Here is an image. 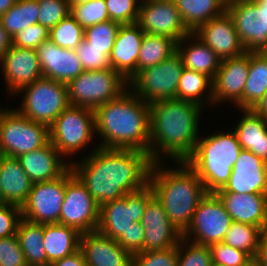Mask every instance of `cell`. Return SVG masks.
<instances>
[{
	"label": "cell",
	"mask_w": 267,
	"mask_h": 266,
	"mask_svg": "<svg viewBox=\"0 0 267 266\" xmlns=\"http://www.w3.org/2000/svg\"><path fill=\"white\" fill-rule=\"evenodd\" d=\"M88 156L70 168L99 206L148 185L153 162L146 152L98 147Z\"/></svg>",
	"instance_id": "6da1fadb"
},
{
	"label": "cell",
	"mask_w": 267,
	"mask_h": 266,
	"mask_svg": "<svg viewBox=\"0 0 267 266\" xmlns=\"http://www.w3.org/2000/svg\"><path fill=\"white\" fill-rule=\"evenodd\" d=\"M149 105L150 159L153 163L160 162L164 153L175 162L186 161L199 139L198 121L204 107L179 99L159 100Z\"/></svg>",
	"instance_id": "7a4b0ae2"
},
{
	"label": "cell",
	"mask_w": 267,
	"mask_h": 266,
	"mask_svg": "<svg viewBox=\"0 0 267 266\" xmlns=\"http://www.w3.org/2000/svg\"><path fill=\"white\" fill-rule=\"evenodd\" d=\"M95 132L106 149H135L149 154L150 105L127 89L94 110Z\"/></svg>",
	"instance_id": "3957f363"
},
{
	"label": "cell",
	"mask_w": 267,
	"mask_h": 266,
	"mask_svg": "<svg viewBox=\"0 0 267 266\" xmlns=\"http://www.w3.org/2000/svg\"><path fill=\"white\" fill-rule=\"evenodd\" d=\"M176 163L182 169H165L160 167V162H154L148 184L171 223L183 233L188 228L196 207L208 192L202 180L185 161Z\"/></svg>",
	"instance_id": "277c9868"
},
{
	"label": "cell",
	"mask_w": 267,
	"mask_h": 266,
	"mask_svg": "<svg viewBox=\"0 0 267 266\" xmlns=\"http://www.w3.org/2000/svg\"><path fill=\"white\" fill-rule=\"evenodd\" d=\"M242 148L236 133H218L198 139L185 161L202 180L208 193H215L228 182Z\"/></svg>",
	"instance_id": "5b68a950"
},
{
	"label": "cell",
	"mask_w": 267,
	"mask_h": 266,
	"mask_svg": "<svg viewBox=\"0 0 267 266\" xmlns=\"http://www.w3.org/2000/svg\"><path fill=\"white\" fill-rule=\"evenodd\" d=\"M127 83L114 69L84 71L66 84L70 105L95 110L130 88Z\"/></svg>",
	"instance_id": "8992f818"
},
{
	"label": "cell",
	"mask_w": 267,
	"mask_h": 266,
	"mask_svg": "<svg viewBox=\"0 0 267 266\" xmlns=\"http://www.w3.org/2000/svg\"><path fill=\"white\" fill-rule=\"evenodd\" d=\"M22 90L26 93L21 108L16 110L30 120L48 127L70 106L66 83L42 77L18 92Z\"/></svg>",
	"instance_id": "52a82bcc"
},
{
	"label": "cell",
	"mask_w": 267,
	"mask_h": 266,
	"mask_svg": "<svg viewBox=\"0 0 267 266\" xmlns=\"http://www.w3.org/2000/svg\"><path fill=\"white\" fill-rule=\"evenodd\" d=\"M94 131V110L70 105L49 126V141L61 156L69 157L87 146Z\"/></svg>",
	"instance_id": "ba28073f"
},
{
	"label": "cell",
	"mask_w": 267,
	"mask_h": 266,
	"mask_svg": "<svg viewBox=\"0 0 267 266\" xmlns=\"http://www.w3.org/2000/svg\"><path fill=\"white\" fill-rule=\"evenodd\" d=\"M49 142V127L10 109L0 125V155L17 158L44 147Z\"/></svg>",
	"instance_id": "9c48e42d"
},
{
	"label": "cell",
	"mask_w": 267,
	"mask_h": 266,
	"mask_svg": "<svg viewBox=\"0 0 267 266\" xmlns=\"http://www.w3.org/2000/svg\"><path fill=\"white\" fill-rule=\"evenodd\" d=\"M154 197L150 185L125 194L122 198L103 203L99 211L97 231L117 240L134 222H141L148 202Z\"/></svg>",
	"instance_id": "30bf717a"
},
{
	"label": "cell",
	"mask_w": 267,
	"mask_h": 266,
	"mask_svg": "<svg viewBox=\"0 0 267 266\" xmlns=\"http://www.w3.org/2000/svg\"><path fill=\"white\" fill-rule=\"evenodd\" d=\"M183 69L182 59L176 51L159 64L141 70L129 83L133 92L148 104L177 99Z\"/></svg>",
	"instance_id": "8fae6325"
},
{
	"label": "cell",
	"mask_w": 267,
	"mask_h": 266,
	"mask_svg": "<svg viewBox=\"0 0 267 266\" xmlns=\"http://www.w3.org/2000/svg\"><path fill=\"white\" fill-rule=\"evenodd\" d=\"M99 211L100 206L69 168L59 223L73 227L81 234L96 231Z\"/></svg>",
	"instance_id": "7c38bea8"
},
{
	"label": "cell",
	"mask_w": 267,
	"mask_h": 266,
	"mask_svg": "<svg viewBox=\"0 0 267 266\" xmlns=\"http://www.w3.org/2000/svg\"><path fill=\"white\" fill-rule=\"evenodd\" d=\"M232 222L219 197L215 193H207L196 207L182 237L188 241L192 234L191 242L210 246L223 241Z\"/></svg>",
	"instance_id": "4fadbf2b"
},
{
	"label": "cell",
	"mask_w": 267,
	"mask_h": 266,
	"mask_svg": "<svg viewBox=\"0 0 267 266\" xmlns=\"http://www.w3.org/2000/svg\"><path fill=\"white\" fill-rule=\"evenodd\" d=\"M226 11L247 53H262L267 47V6L253 0H230Z\"/></svg>",
	"instance_id": "5bb4252c"
},
{
	"label": "cell",
	"mask_w": 267,
	"mask_h": 266,
	"mask_svg": "<svg viewBox=\"0 0 267 266\" xmlns=\"http://www.w3.org/2000/svg\"><path fill=\"white\" fill-rule=\"evenodd\" d=\"M66 183L67 171L59 178L33 183L21 206L22 218L40 224L59 223Z\"/></svg>",
	"instance_id": "9a60e30c"
},
{
	"label": "cell",
	"mask_w": 267,
	"mask_h": 266,
	"mask_svg": "<svg viewBox=\"0 0 267 266\" xmlns=\"http://www.w3.org/2000/svg\"><path fill=\"white\" fill-rule=\"evenodd\" d=\"M139 2L141 5L136 23L146 34L168 37L177 43L191 33L184 24L174 0Z\"/></svg>",
	"instance_id": "2e32d148"
},
{
	"label": "cell",
	"mask_w": 267,
	"mask_h": 266,
	"mask_svg": "<svg viewBox=\"0 0 267 266\" xmlns=\"http://www.w3.org/2000/svg\"><path fill=\"white\" fill-rule=\"evenodd\" d=\"M249 53L223 59L212 80L213 104L230 100L243 110V90L248 78Z\"/></svg>",
	"instance_id": "e0dca14e"
},
{
	"label": "cell",
	"mask_w": 267,
	"mask_h": 266,
	"mask_svg": "<svg viewBox=\"0 0 267 266\" xmlns=\"http://www.w3.org/2000/svg\"><path fill=\"white\" fill-rule=\"evenodd\" d=\"M193 33L210 47L220 60L235 58L246 53L236 32L234 21L227 11L201 24Z\"/></svg>",
	"instance_id": "ac0fdd59"
},
{
	"label": "cell",
	"mask_w": 267,
	"mask_h": 266,
	"mask_svg": "<svg viewBox=\"0 0 267 266\" xmlns=\"http://www.w3.org/2000/svg\"><path fill=\"white\" fill-rule=\"evenodd\" d=\"M216 192L267 193V162L242 149L228 182Z\"/></svg>",
	"instance_id": "d6986e66"
},
{
	"label": "cell",
	"mask_w": 267,
	"mask_h": 266,
	"mask_svg": "<svg viewBox=\"0 0 267 266\" xmlns=\"http://www.w3.org/2000/svg\"><path fill=\"white\" fill-rule=\"evenodd\" d=\"M7 88L10 93H18L23 87L42 78L41 65L35 49L11 45L0 58Z\"/></svg>",
	"instance_id": "ffe728a7"
},
{
	"label": "cell",
	"mask_w": 267,
	"mask_h": 266,
	"mask_svg": "<svg viewBox=\"0 0 267 266\" xmlns=\"http://www.w3.org/2000/svg\"><path fill=\"white\" fill-rule=\"evenodd\" d=\"M141 224L145 234L142 251L167 249L182 238L155 196L148 202Z\"/></svg>",
	"instance_id": "44dd1931"
},
{
	"label": "cell",
	"mask_w": 267,
	"mask_h": 266,
	"mask_svg": "<svg viewBox=\"0 0 267 266\" xmlns=\"http://www.w3.org/2000/svg\"><path fill=\"white\" fill-rule=\"evenodd\" d=\"M43 77L68 83L84 72L75 50L65 49L45 40L37 49Z\"/></svg>",
	"instance_id": "7402d4cb"
},
{
	"label": "cell",
	"mask_w": 267,
	"mask_h": 266,
	"mask_svg": "<svg viewBox=\"0 0 267 266\" xmlns=\"http://www.w3.org/2000/svg\"><path fill=\"white\" fill-rule=\"evenodd\" d=\"M79 250L87 266H132L133 255L97 230L81 235Z\"/></svg>",
	"instance_id": "603a6c76"
},
{
	"label": "cell",
	"mask_w": 267,
	"mask_h": 266,
	"mask_svg": "<svg viewBox=\"0 0 267 266\" xmlns=\"http://www.w3.org/2000/svg\"><path fill=\"white\" fill-rule=\"evenodd\" d=\"M144 34L137 23L120 25L109 55L112 69L128 82L137 75V58Z\"/></svg>",
	"instance_id": "cb8c5ba5"
},
{
	"label": "cell",
	"mask_w": 267,
	"mask_h": 266,
	"mask_svg": "<svg viewBox=\"0 0 267 266\" xmlns=\"http://www.w3.org/2000/svg\"><path fill=\"white\" fill-rule=\"evenodd\" d=\"M233 222L267 226V193L215 192Z\"/></svg>",
	"instance_id": "d4e9b609"
},
{
	"label": "cell",
	"mask_w": 267,
	"mask_h": 266,
	"mask_svg": "<svg viewBox=\"0 0 267 266\" xmlns=\"http://www.w3.org/2000/svg\"><path fill=\"white\" fill-rule=\"evenodd\" d=\"M17 159L32 183L59 178L70 168V162L67 164L62 160L61 154L50 141L44 147L22 154Z\"/></svg>",
	"instance_id": "484cf974"
},
{
	"label": "cell",
	"mask_w": 267,
	"mask_h": 266,
	"mask_svg": "<svg viewBox=\"0 0 267 266\" xmlns=\"http://www.w3.org/2000/svg\"><path fill=\"white\" fill-rule=\"evenodd\" d=\"M32 184L17 158L0 155V186L7 204L21 207L29 196Z\"/></svg>",
	"instance_id": "4316f807"
},
{
	"label": "cell",
	"mask_w": 267,
	"mask_h": 266,
	"mask_svg": "<svg viewBox=\"0 0 267 266\" xmlns=\"http://www.w3.org/2000/svg\"><path fill=\"white\" fill-rule=\"evenodd\" d=\"M192 38L195 39L194 43L190 42V46L184 47L183 43ZM176 51L182 59L184 68L205 74L213 80L221 60L201 39L196 38L193 32L177 42Z\"/></svg>",
	"instance_id": "83f0119b"
},
{
	"label": "cell",
	"mask_w": 267,
	"mask_h": 266,
	"mask_svg": "<svg viewBox=\"0 0 267 266\" xmlns=\"http://www.w3.org/2000/svg\"><path fill=\"white\" fill-rule=\"evenodd\" d=\"M244 116L234 132L243 150L254 153L267 162V121L252 109H244Z\"/></svg>",
	"instance_id": "f1b7e54d"
},
{
	"label": "cell",
	"mask_w": 267,
	"mask_h": 266,
	"mask_svg": "<svg viewBox=\"0 0 267 266\" xmlns=\"http://www.w3.org/2000/svg\"><path fill=\"white\" fill-rule=\"evenodd\" d=\"M81 235L75 228L60 223L44 224L43 244L47 265L78 251Z\"/></svg>",
	"instance_id": "f546056e"
},
{
	"label": "cell",
	"mask_w": 267,
	"mask_h": 266,
	"mask_svg": "<svg viewBox=\"0 0 267 266\" xmlns=\"http://www.w3.org/2000/svg\"><path fill=\"white\" fill-rule=\"evenodd\" d=\"M16 236L28 266L47 265V256L43 244L44 224L21 218Z\"/></svg>",
	"instance_id": "4dcf8cb0"
},
{
	"label": "cell",
	"mask_w": 267,
	"mask_h": 266,
	"mask_svg": "<svg viewBox=\"0 0 267 266\" xmlns=\"http://www.w3.org/2000/svg\"><path fill=\"white\" fill-rule=\"evenodd\" d=\"M186 27L194 32L201 24L222 15L226 0H174Z\"/></svg>",
	"instance_id": "1f68e13d"
},
{
	"label": "cell",
	"mask_w": 267,
	"mask_h": 266,
	"mask_svg": "<svg viewBox=\"0 0 267 266\" xmlns=\"http://www.w3.org/2000/svg\"><path fill=\"white\" fill-rule=\"evenodd\" d=\"M267 92V57L249 53L248 78L243 90V110L253 109Z\"/></svg>",
	"instance_id": "d6a6232c"
},
{
	"label": "cell",
	"mask_w": 267,
	"mask_h": 266,
	"mask_svg": "<svg viewBox=\"0 0 267 266\" xmlns=\"http://www.w3.org/2000/svg\"><path fill=\"white\" fill-rule=\"evenodd\" d=\"M176 46L171 38L145 33L137 58V74L169 58L176 52Z\"/></svg>",
	"instance_id": "836d02e7"
},
{
	"label": "cell",
	"mask_w": 267,
	"mask_h": 266,
	"mask_svg": "<svg viewBox=\"0 0 267 266\" xmlns=\"http://www.w3.org/2000/svg\"><path fill=\"white\" fill-rule=\"evenodd\" d=\"M206 90L209 91L208 94H205L207 93ZM203 94L204 96L209 95L208 102L210 101L213 104L212 80L205 74L184 68L179 80L177 99L188 100L203 106L205 105L204 102H207L206 97L202 96Z\"/></svg>",
	"instance_id": "e575fe53"
},
{
	"label": "cell",
	"mask_w": 267,
	"mask_h": 266,
	"mask_svg": "<svg viewBox=\"0 0 267 266\" xmlns=\"http://www.w3.org/2000/svg\"><path fill=\"white\" fill-rule=\"evenodd\" d=\"M38 15V0H18L14 6L0 17V21L12 38L27 26L37 24Z\"/></svg>",
	"instance_id": "d590c367"
},
{
	"label": "cell",
	"mask_w": 267,
	"mask_h": 266,
	"mask_svg": "<svg viewBox=\"0 0 267 266\" xmlns=\"http://www.w3.org/2000/svg\"><path fill=\"white\" fill-rule=\"evenodd\" d=\"M261 233L262 229L258 226L232 222L222 242L254 258L258 253Z\"/></svg>",
	"instance_id": "8d00e7d4"
},
{
	"label": "cell",
	"mask_w": 267,
	"mask_h": 266,
	"mask_svg": "<svg viewBox=\"0 0 267 266\" xmlns=\"http://www.w3.org/2000/svg\"><path fill=\"white\" fill-rule=\"evenodd\" d=\"M49 39L59 47L75 50L84 39V28L68 14L49 30Z\"/></svg>",
	"instance_id": "74e56055"
},
{
	"label": "cell",
	"mask_w": 267,
	"mask_h": 266,
	"mask_svg": "<svg viewBox=\"0 0 267 266\" xmlns=\"http://www.w3.org/2000/svg\"><path fill=\"white\" fill-rule=\"evenodd\" d=\"M120 24L112 20L97 23L84 29V39L92 47L104 49L110 55Z\"/></svg>",
	"instance_id": "f35d334b"
},
{
	"label": "cell",
	"mask_w": 267,
	"mask_h": 266,
	"mask_svg": "<svg viewBox=\"0 0 267 266\" xmlns=\"http://www.w3.org/2000/svg\"><path fill=\"white\" fill-rule=\"evenodd\" d=\"M70 14L85 29L110 20L105 0H91L70 9Z\"/></svg>",
	"instance_id": "ab89813d"
},
{
	"label": "cell",
	"mask_w": 267,
	"mask_h": 266,
	"mask_svg": "<svg viewBox=\"0 0 267 266\" xmlns=\"http://www.w3.org/2000/svg\"><path fill=\"white\" fill-rule=\"evenodd\" d=\"M185 242L187 240L182 237L178 243L177 266H212V256L209 246L199 245L193 242L187 245ZM184 246L186 247L184 248Z\"/></svg>",
	"instance_id": "60d3db41"
},
{
	"label": "cell",
	"mask_w": 267,
	"mask_h": 266,
	"mask_svg": "<svg viewBox=\"0 0 267 266\" xmlns=\"http://www.w3.org/2000/svg\"><path fill=\"white\" fill-rule=\"evenodd\" d=\"M178 245L167 249L141 251L133 255L132 266H177Z\"/></svg>",
	"instance_id": "b9f144b4"
},
{
	"label": "cell",
	"mask_w": 267,
	"mask_h": 266,
	"mask_svg": "<svg viewBox=\"0 0 267 266\" xmlns=\"http://www.w3.org/2000/svg\"><path fill=\"white\" fill-rule=\"evenodd\" d=\"M75 52L82 63L84 71L112 69L110 56L104 52V49L90 46L85 39L75 49Z\"/></svg>",
	"instance_id": "7bdbcfd3"
},
{
	"label": "cell",
	"mask_w": 267,
	"mask_h": 266,
	"mask_svg": "<svg viewBox=\"0 0 267 266\" xmlns=\"http://www.w3.org/2000/svg\"><path fill=\"white\" fill-rule=\"evenodd\" d=\"M38 3V23L49 30L70 14L67 0H38Z\"/></svg>",
	"instance_id": "ee69618b"
},
{
	"label": "cell",
	"mask_w": 267,
	"mask_h": 266,
	"mask_svg": "<svg viewBox=\"0 0 267 266\" xmlns=\"http://www.w3.org/2000/svg\"><path fill=\"white\" fill-rule=\"evenodd\" d=\"M209 247L212 256V264L243 266L252 258L248 253L226 245L223 242L212 244Z\"/></svg>",
	"instance_id": "f6af8a7d"
},
{
	"label": "cell",
	"mask_w": 267,
	"mask_h": 266,
	"mask_svg": "<svg viewBox=\"0 0 267 266\" xmlns=\"http://www.w3.org/2000/svg\"><path fill=\"white\" fill-rule=\"evenodd\" d=\"M109 19L119 23L133 24L137 22L140 4L137 0H105Z\"/></svg>",
	"instance_id": "bcb514c9"
},
{
	"label": "cell",
	"mask_w": 267,
	"mask_h": 266,
	"mask_svg": "<svg viewBox=\"0 0 267 266\" xmlns=\"http://www.w3.org/2000/svg\"><path fill=\"white\" fill-rule=\"evenodd\" d=\"M49 39V29L42 24H33L17 32L12 37V45L20 48L37 49Z\"/></svg>",
	"instance_id": "7dc6e473"
},
{
	"label": "cell",
	"mask_w": 267,
	"mask_h": 266,
	"mask_svg": "<svg viewBox=\"0 0 267 266\" xmlns=\"http://www.w3.org/2000/svg\"><path fill=\"white\" fill-rule=\"evenodd\" d=\"M0 266H28L16 235L0 238Z\"/></svg>",
	"instance_id": "c3c4849f"
},
{
	"label": "cell",
	"mask_w": 267,
	"mask_h": 266,
	"mask_svg": "<svg viewBox=\"0 0 267 266\" xmlns=\"http://www.w3.org/2000/svg\"><path fill=\"white\" fill-rule=\"evenodd\" d=\"M21 218L20 206L13 204L0 206V238L16 235Z\"/></svg>",
	"instance_id": "681fc988"
},
{
	"label": "cell",
	"mask_w": 267,
	"mask_h": 266,
	"mask_svg": "<svg viewBox=\"0 0 267 266\" xmlns=\"http://www.w3.org/2000/svg\"><path fill=\"white\" fill-rule=\"evenodd\" d=\"M144 235L141 222H134L126 234H122L116 241L122 248L134 255L142 251Z\"/></svg>",
	"instance_id": "f907efd6"
},
{
	"label": "cell",
	"mask_w": 267,
	"mask_h": 266,
	"mask_svg": "<svg viewBox=\"0 0 267 266\" xmlns=\"http://www.w3.org/2000/svg\"><path fill=\"white\" fill-rule=\"evenodd\" d=\"M50 266H87V264L82 252L78 250L70 256L54 261Z\"/></svg>",
	"instance_id": "816d5d0a"
},
{
	"label": "cell",
	"mask_w": 267,
	"mask_h": 266,
	"mask_svg": "<svg viewBox=\"0 0 267 266\" xmlns=\"http://www.w3.org/2000/svg\"><path fill=\"white\" fill-rule=\"evenodd\" d=\"M262 266H267V226L262 230L257 256Z\"/></svg>",
	"instance_id": "f5cc1de1"
},
{
	"label": "cell",
	"mask_w": 267,
	"mask_h": 266,
	"mask_svg": "<svg viewBox=\"0 0 267 266\" xmlns=\"http://www.w3.org/2000/svg\"><path fill=\"white\" fill-rule=\"evenodd\" d=\"M12 45V38L6 32L0 21V58L7 52Z\"/></svg>",
	"instance_id": "db71d44e"
},
{
	"label": "cell",
	"mask_w": 267,
	"mask_h": 266,
	"mask_svg": "<svg viewBox=\"0 0 267 266\" xmlns=\"http://www.w3.org/2000/svg\"><path fill=\"white\" fill-rule=\"evenodd\" d=\"M252 110L267 121V92Z\"/></svg>",
	"instance_id": "11a10c76"
},
{
	"label": "cell",
	"mask_w": 267,
	"mask_h": 266,
	"mask_svg": "<svg viewBox=\"0 0 267 266\" xmlns=\"http://www.w3.org/2000/svg\"><path fill=\"white\" fill-rule=\"evenodd\" d=\"M18 0H0V17L6 13Z\"/></svg>",
	"instance_id": "9f6ffc18"
},
{
	"label": "cell",
	"mask_w": 267,
	"mask_h": 266,
	"mask_svg": "<svg viewBox=\"0 0 267 266\" xmlns=\"http://www.w3.org/2000/svg\"><path fill=\"white\" fill-rule=\"evenodd\" d=\"M91 0H67L68 2V6L71 9L73 6H76L78 4H82V3H86L89 2Z\"/></svg>",
	"instance_id": "6f0895ef"
},
{
	"label": "cell",
	"mask_w": 267,
	"mask_h": 266,
	"mask_svg": "<svg viewBox=\"0 0 267 266\" xmlns=\"http://www.w3.org/2000/svg\"><path fill=\"white\" fill-rule=\"evenodd\" d=\"M243 266H262L261 263L254 257L251 258L245 265Z\"/></svg>",
	"instance_id": "680465c9"
},
{
	"label": "cell",
	"mask_w": 267,
	"mask_h": 266,
	"mask_svg": "<svg viewBox=\"0 0 267 266\" xmlns=\"http://www.w3.org/2000/svg\"><path fill=\"white\" fill-rule=\"evenodd\" d=\"M258 6H267V1L253 0Z\"/></svg>",
	"instance_id": "91938a15"
},
{
	"label": "cell",
	"mask_w": 267,
	"mask_h": 266,
	"mask_svg": "<svg viewBox=\"0 0 267 266\" xmlns=\"http://www.w3.org/2000/svg\"><path fill=\"white\" fill-rule=\"evenodd\" d=\"M8 110L9 109H6V110L0 109V125H1V122H2V119H3L4 115L6 114V112Z\"/></svg>",
	"instance_id": "94428289"
},
{
	"label": "cell",
	"mask_w": 267,
	"mask_h": 266,
	"mask_svg": "<svg viewBox=\"0 0 267 266\" xmlns=\"http://www.w3.org/2000/svg\"><path fill=\"white\" fill-rule=\"evenodd\" d=\"M5 204L7 203L4 201L3 194L1 191V186H0V206L5 205Z\"/></svg>",
	"instance_id": "6125c7cd"
},
{
	"label": "cell",
	"mask_w": 267,
	"mask_h": 266,
	"mask_svg": "<svg viewBox=\"0 0 267 266\" xmlns=\"http://www.w3.org/2000/svg\"><path fill=\"white\" fill-rule=\"evenodd\" d=\"M262 54L267 57V47L262 51Z\"/></svg>",
	"instance_id": "be15d7a7"
}]
</instances>
